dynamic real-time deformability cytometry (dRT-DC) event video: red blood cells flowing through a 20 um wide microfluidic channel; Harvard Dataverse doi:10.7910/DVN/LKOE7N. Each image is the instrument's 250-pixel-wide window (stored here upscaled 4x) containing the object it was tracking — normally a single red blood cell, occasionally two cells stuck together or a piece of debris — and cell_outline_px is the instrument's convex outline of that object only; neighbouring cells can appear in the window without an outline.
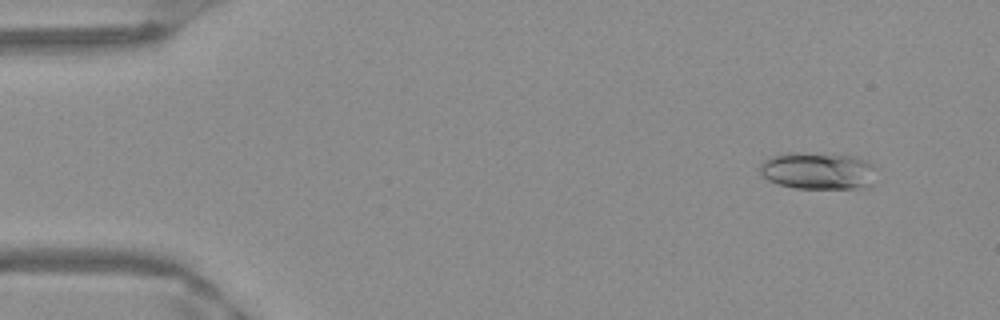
{"species": "Egyptian fruit bat (a non-hibernating species)", "species_latin": "Rousettus aegyptiacus", "temperature_condition": "warm", "stored_images_in_passage": 51, "camera_frame_rate_fps": 3000, "um_per_image_px": 0.085, "frame": {"image": 1, "passage_image": 5, "time_ms": 1.333, "image_size_px": [1000, 320], "cell_outline_px": [[880, 168], [872, 184], [868, 188], [796, 188], [780, 184], [768, 180], [760, 172], [760, 164], [764, 160], [772, 156], [784, 152], [800, 152], [860, 156], [868, 160]], "centroid_in_image_um": [69.64, 14.5], "position_along_channel_um": 15.4, "area_um2": 25.95}}
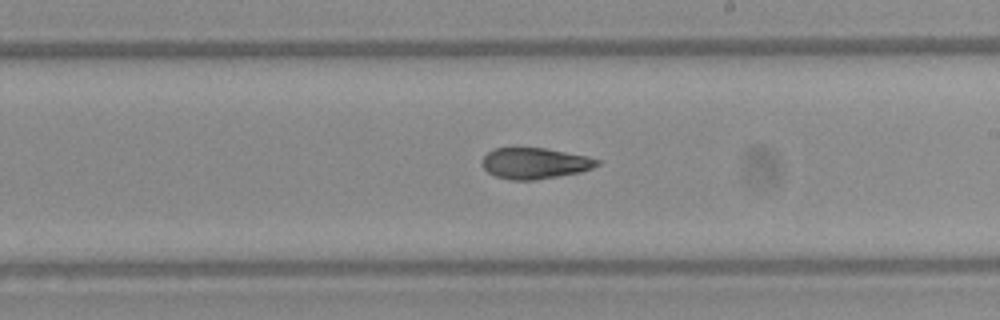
{"frame": {"image": 2, "passage_image": 30, "time_ms": 9.667, "image_size_px": [1000, 320], "cell_outline_px": [[600, 164], [592, 168], [580, 172], [536, 180], [512, 180], [496, 176], [488, 172], [480, 164], [480, 160], [488, 152], [496, 148], [544, 148], [588, 156], [600, 160]], "centroid_in_image_um": [45.45, 13.88], "position_along_channel_um": 243.6, "area_um2": 20.81}}
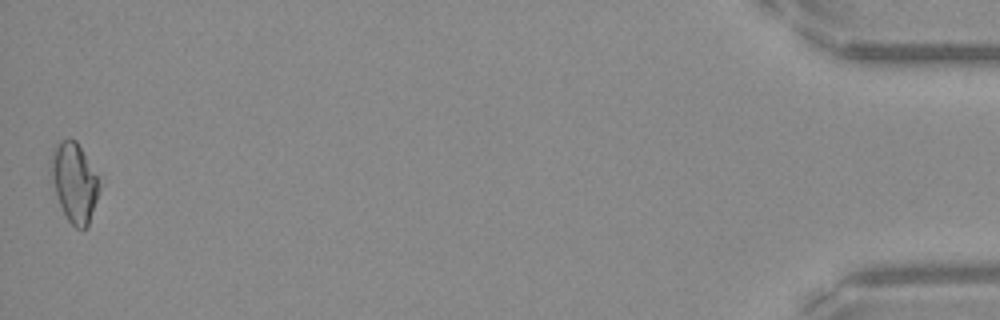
{"frame": {"image": 3, "passage_image": 51, "time_ms": 16.667, "image_size_px": [1000, 320], "cell_outline_px": [[104, 176], [88, 224], [84, 228], [76, 228], [68, 220], [60, 204], [56, 192], [52, 176], [52, 148], [60, 140], [68, 136], [76, 140]], "centroid_in_image_um": [6.41, 15.39], "position_along_channel_um": 428.8, "area_um2": 22.83}, "authors_computed_cell_mechanics": {"area_um2": 21.7328, "velocity_mm_per_s": 3.9919, "shape_relaxation_time_tau1_ms": null, "shape_relaxation_time_tau2_ms": 3.5924, "deformation_change_tau1": null, "deformation_change_tau2": 0.0967}}